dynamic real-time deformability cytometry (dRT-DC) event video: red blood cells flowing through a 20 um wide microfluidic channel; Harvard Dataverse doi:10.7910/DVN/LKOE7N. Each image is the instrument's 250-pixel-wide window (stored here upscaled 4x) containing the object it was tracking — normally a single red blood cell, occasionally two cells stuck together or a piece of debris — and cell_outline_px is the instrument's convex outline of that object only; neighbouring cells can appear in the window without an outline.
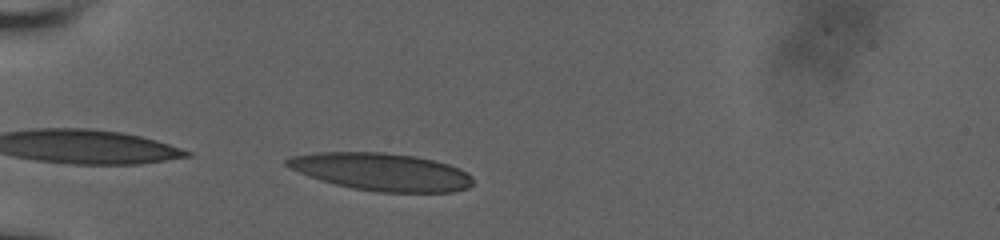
{"species": "human", "species_latin": "Homo sapiens", "temperature_condition": "room temperature", "stored_images_in_passage": 32, "camera_frame_rate_fps": 3000, "um_per_image_px": 0.085, "donor": {"sex": "male"}, "frame": {"image": 1, "passage_image": 1, "time_ms": 0.0, "image_size_px": [1000, 240], "cell_outline_px": [[472, 184], [468, 188], [452, 192], [376, 192], [352, 188], [320, 180], [300, 172], [284, 164], [284, 160], [292, 156], [320, 152], [380, 152], [412, 156], [432, 160], [448, 164], [460, 168], [468, 172], [472, 176]], "centroid_in_image_um": [32.45, 14.61], "position_along_channel_um": 52.6, "area_um2": 40.52}}
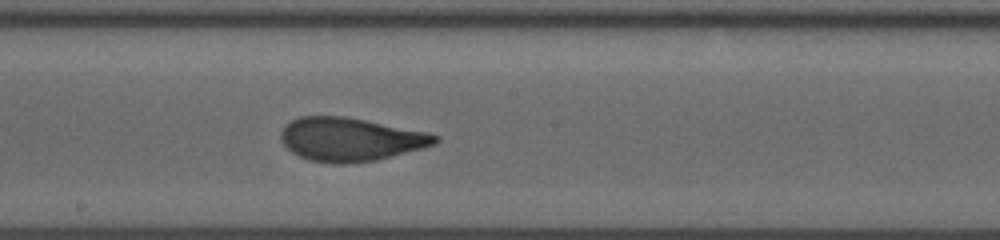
{"frame": {"image": 2, "passage_image": 16, "time_ms": 5.0, "image_size_px": [1000, 240], "cell_outline_px": [[440, 140], [436, 144], [424, 148], [376, 160], [344, 164], [336, 164], [308, 160], [292, 152], [280, 140], [280, 132], [284, 124], [300, 116], [344, 116], [428, 132], [440, 136]], "centroid_in_image_um": [29.78, 11.84], "position_along_channel_um": 218.4, "area_um2": 39.25}}
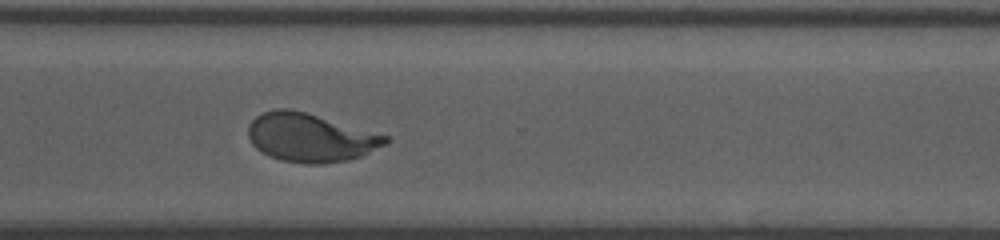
{"frame": {"image": 3, "passage_image": 26, "time_ms": 8.333, "image_size_px": [1000, 240], "cell_outline_px": [[388, 140], [384, 144], [360, 156], [348, 160], [324, 164], [304, 164], [280, 160], [268, 156], [256, 148], [252, 144], [248, 136], [248, 124], [256, 116], [264, 112], [276, 108], [288, 108], [304, 112], [388, 136]], "centroid_in_image_um": [26.31, 11.7], "position_along_channel_um": 344.3, "area_um2": 38.44}, "authors_computed_cell_mechanics": {"area_um2": 38.9861, "velocity_mm_per_s": 3.788, "shape_relaxation_time_tau1_ms": 6.4258, "shape_relaxation_time_tau2_ms": 0.8154, "deformation_change_tau1": 0.2471, "deformation_change_tau2": 0.0723}}